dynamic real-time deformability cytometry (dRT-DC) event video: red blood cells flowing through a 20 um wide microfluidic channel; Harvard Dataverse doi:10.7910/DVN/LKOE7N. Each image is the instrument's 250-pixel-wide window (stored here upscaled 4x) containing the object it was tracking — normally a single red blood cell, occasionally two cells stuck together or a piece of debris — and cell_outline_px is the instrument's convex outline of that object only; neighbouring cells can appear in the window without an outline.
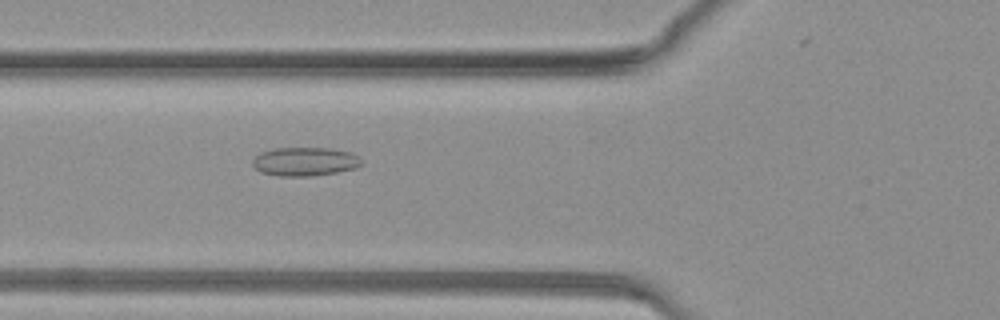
{"species": "common noctule bat (a hibernating species)", "species_latin": "Nyctalus noctula", "temperature_condition": "warm", "stored_images_in_passage": 29, "camera_frame_rate_fps": 3000, "um_per_image_px": 0.085, "animal": {"sex": "female", "body_mass_g": 19.3, "forearm_length_mm": 54.1}, "frame": {"image": 1, "passage_image": 4, "time_ms": 1.0, "image_size_px": [1000, 320], "cell_outline_px": [[364, 164], [356, 168], [336, 172], [312, 176], [280, 176], [260, 172], [252, 164], [252, 160], [260, 152], [276, 148], [328, 148], [348, 152], [360, 156]], "centroid_in_image_um": [25.93, 13.73], "position_along_channel_um": 99.9, "area_um2": 18.26}}
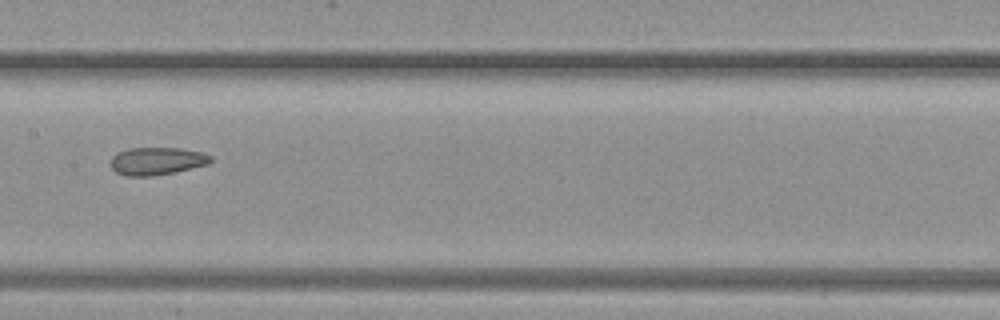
{"frame": {"image": 2, "passage_image": 10, "time_ms": 3.0, "image_size_px": [1000, 320], "cell_outline_px": [[212, 160], [208, 164], [176, 172], [152, 176], [128, 176], [116, 172], [112, 168], [112, 156], [116, 152], [128, 148], [180, 148], [200, 152], [212, 156]], "centroid_in_image_um": [13.33, 13.69], "position_along_channel_um": 194.1, "area_um2": 16.13}}
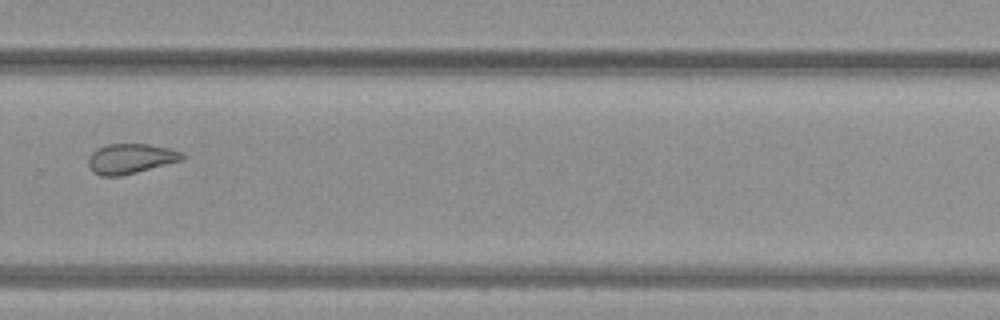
{"frame": {"image": 3, "passage_image": 18, "time_ms": 5.667, "image_size_px": [1000, 320], "cell_outline_px": [[184, 156], [180, 160], [136, 172], [120, 176], [100, 176], [92, 172], [88, 168], [88, 156], [96, 148], [108, 144], [148, 144], [168, 148], [184, 152]], "centroid_in_image_um": [11.03, 13.48], "position_along_channel_um": 318.8, "area_um2": 16.36}}